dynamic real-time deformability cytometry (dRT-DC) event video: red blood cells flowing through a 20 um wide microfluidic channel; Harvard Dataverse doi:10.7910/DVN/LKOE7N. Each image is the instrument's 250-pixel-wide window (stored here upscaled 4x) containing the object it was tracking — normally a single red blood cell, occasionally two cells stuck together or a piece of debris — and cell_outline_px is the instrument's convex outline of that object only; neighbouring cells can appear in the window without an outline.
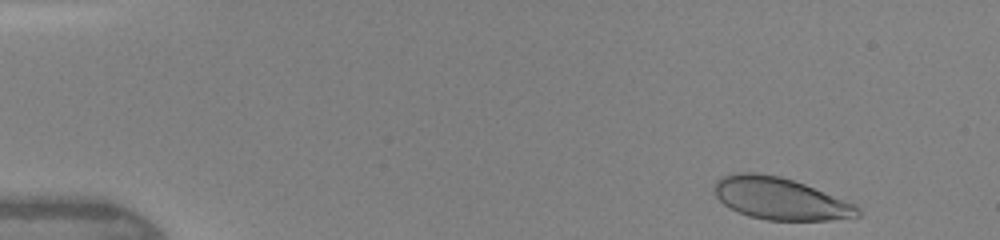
{"species": "human", "species_latin": "Homo sapiens", "temperature_condition": "warm", "stored_images_in_passage": 39, "camera_frame_rate_fps": 3000, "um_per_image_px": 0.085, "donor": {"sex": "female"}, "frame": {"image": 1, "passage_image": 2, "time_ms": 0.333, "image_size_px": [1000, 240], "cell_outline_px": [[860, 216], [828, 220], [768, 220], [748, 216], [724, 204], [716, 196], [716, 180], [720, 176], [736, 172], [752, 172], [780, 176], [804, 184], [856, 204], [860, 208]], "centroid_in_image_um": [66.32, 16.88], "position_along_channel_um": 18.7, "area_um2": 34.85}}
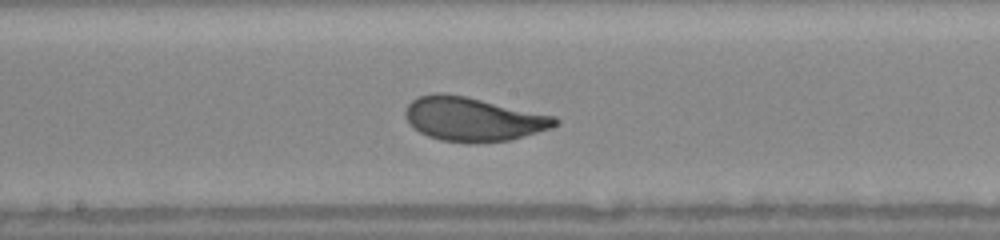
{"frame": {"image": 2, "passage_image": 23, "time_ms": 7.333, "image_size_px": [1000, 240], "cell_outline_px": [[560, 124], [552, 128], [508, 140], [440, 140], [428, 136], [412, 128], [404, 112], [408, 104], [412, 100], [420, 96], [436, 92], [444, 92], [464, 96], [556, 116], [560, 120]], "centroid_in_image_um": [40.22, 10.08], "position_along_channel_um": 208.0, "area_um2": 37.45}}
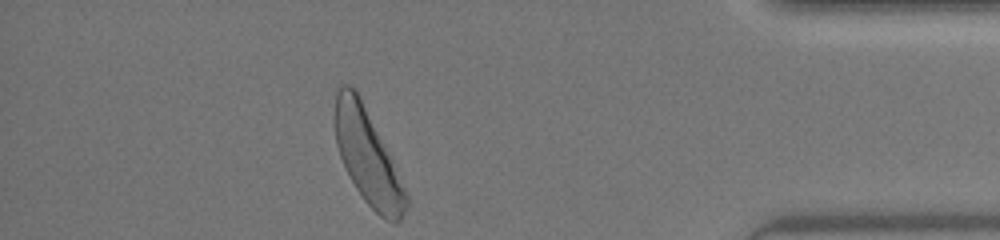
{"frame": {"image": 3, "passage_image": 39, "time_ms": 12.667, "image_size_px": [1000, 240], "cell_outline_px": [[408, 204], [400, 220], [396, 224], [384, 220], [364, 200], [356, 188], [344, 168], [336, 144], [332, 116], [336, 88], [340, 84], [348, 84], [356, 88], [408, 196]], "centroid_in_image_um": [31.17, 13.28], "position_along_channel_um": 404.0, "area_um2": 39.07}, "authors_computed_cell_mechanics": {"area_um2": 37.4544, "velocity_mm_per_s": 4.3283, "shape_relaxation_time_tau1_ms": 2.6921, "shape_relaxation_time_tau2_ms": null, "deformation_change_tau1": 0.1608, "deformation_change_tau2": null}}